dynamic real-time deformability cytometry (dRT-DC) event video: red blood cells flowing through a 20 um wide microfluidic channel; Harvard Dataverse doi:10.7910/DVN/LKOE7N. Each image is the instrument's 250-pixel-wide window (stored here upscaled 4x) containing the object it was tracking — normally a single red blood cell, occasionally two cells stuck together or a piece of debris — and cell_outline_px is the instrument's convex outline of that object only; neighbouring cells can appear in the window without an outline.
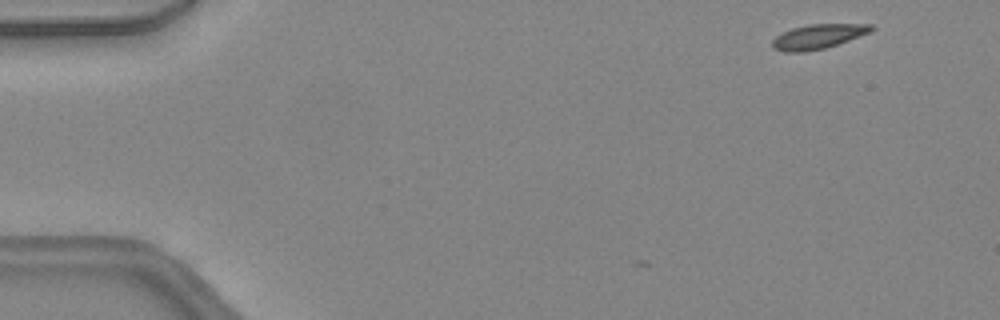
{"species": "common noctule bat (a hibernating species)", "species_latin": "Nyctalus noctula", "temperature_condition": "warm", "stored_images_in_passage": 3, "camera_frame_rate_fps": 3000, "um_per_image_px": 0.085, "animal": {"sex": "female", "body_mass_g": 24.6, "forearm_length_mm": 56.2}, "frame": {"image": 1, "passage_image": 1, "time_ms": 0.0, "image_size_px": [1000, 320], "cell_outline_px": [[876, 28], [872, 32], [824, 48], [804, 52], [784, 52], [772, 48], [772, 40], [776, 36], [792, 28], [808, 24], [872, 24]], "centroid_in_image_um": [69.55, 3.1], "position_along_channel_um": 15.5, "area_um2": 14.16}}